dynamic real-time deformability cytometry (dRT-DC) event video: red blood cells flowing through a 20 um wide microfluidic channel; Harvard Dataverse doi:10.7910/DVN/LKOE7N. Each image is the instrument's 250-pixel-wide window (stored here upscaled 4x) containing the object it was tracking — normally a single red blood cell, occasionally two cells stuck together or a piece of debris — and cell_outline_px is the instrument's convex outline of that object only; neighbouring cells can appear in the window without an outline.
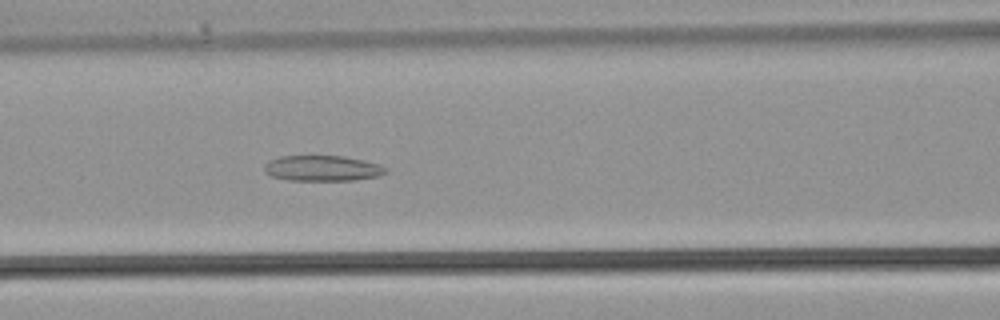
{"species": "common noctule bat (a hibernating species)", "species_latin": "Nyctalus noctula", "temperature_condition": "warm", "stored_images_in_passage": 34, "camera_frame_rate_fps": 3000, "um_per_image_px": 0.085, "animal": {"sex": "male", "body_mass_g": 21.5, "forearm_length_mm": 52.0}, "frame": {"image": 1, "passage_image": 14, "time_ms": 4.333, "image_size_px": [1000, 320], "cell_outline_px": [[388, 172], [376, 176], [356, 180], [288, 180], [272, 176], [264, 172], [264, 164], [268, 160], [280, 156], [340, 156], [364, 160], [380, 164], [388, 168]], "centroid_in_image_um": [27.39, 14.3], "position_along_channel_um": 139.2, "area_um2": 18.15}}
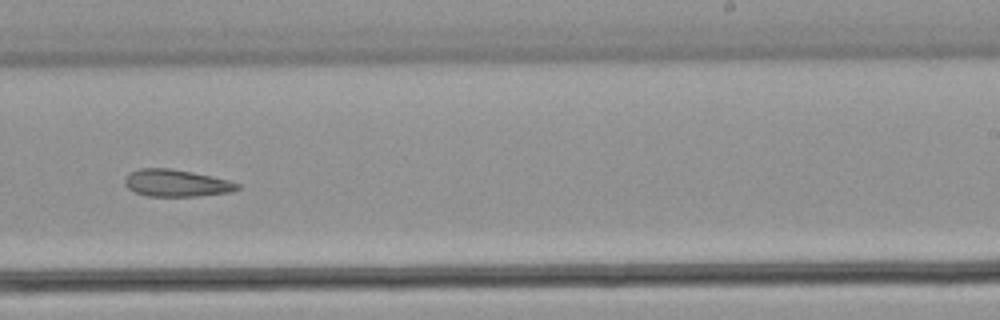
{"frame": {"image": 2, "passage_image": 21, "time_ms": 6.667, "image_size_px": [1000, 320], "cell_outline_px": [[240, 188], [232, 192], [196, 196], [148, 196], [132, 192], [124, 184], [124, 176], [140, 168], [168, 168], [192, 172], [228, 180], [240, 184]], "centroid_in_image_um": [14.96, 15.57], "position_along_channel_um": 274.0, "area_um2": 17.8}}
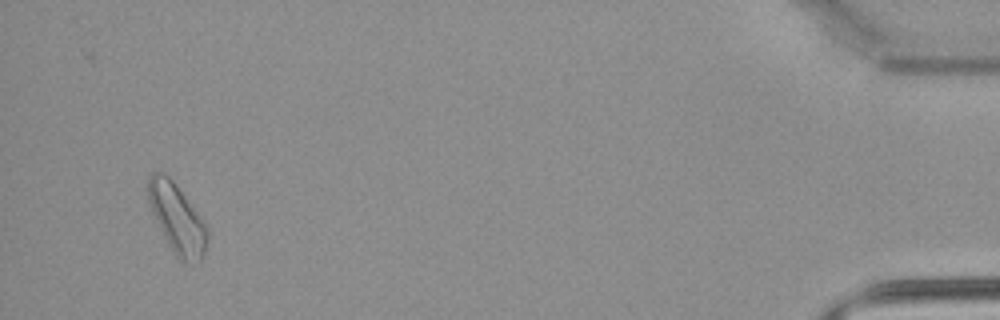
{"frame": {"image": 3, "passage_image": 33, "time_ms": 10.667, "image_size_px": [1000, 320], "cell_outline_px": [[208, 240], [204, 256], [200, 260], [184, 264], [176, 256], [164, 236], [148, 204], [148, 176], [152, 172], [164, 172], [176, 184], [200, 216], [208, 228]], "centroid_in_image_um": [15.06, 18.58], "position_along_channel_um": 420.1, "area_um2": 23.81}}